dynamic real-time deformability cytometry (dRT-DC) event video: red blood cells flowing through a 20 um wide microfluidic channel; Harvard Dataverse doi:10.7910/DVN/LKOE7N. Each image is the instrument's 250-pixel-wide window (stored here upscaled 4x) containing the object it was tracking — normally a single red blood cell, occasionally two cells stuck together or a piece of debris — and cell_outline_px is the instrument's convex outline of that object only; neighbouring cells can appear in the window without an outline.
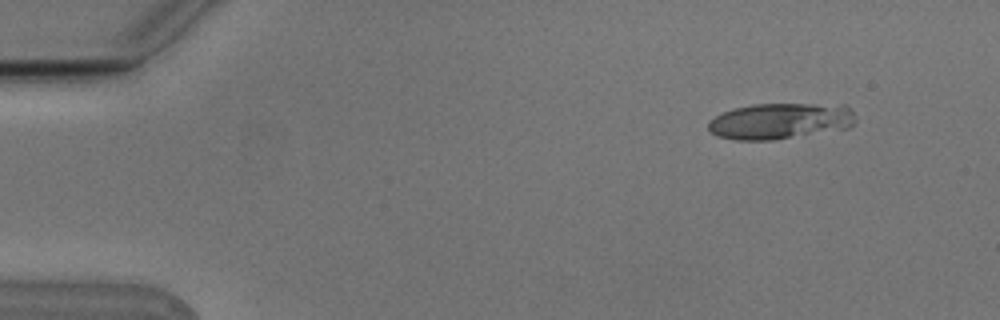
{"species": "Egyptian fruit bat (a non-hibernating species)", "species_latin": "Rousettus aegyptiacus", "temperature_condition": "cold", "stored_images_in_passage": 3, "segment_of_instrument_passage": [2, 2], "camera_frame_rate_fps": 3000, "um_per_image_px": 0.085, "animal": {"sex": "male"}, "frame": {"image": 1, "passage_image": 3, "time_ms": 0.667, "image_size_px": [1000, 320], "cell_outline_px": [[856, 120], [848, 128], [772, 140], [736, 140], [720, 136], [712, 132], [708, 128], [708, 120], [724, 112], [736, 108], [752, 104], [848, 104]], "centroid_in_image_um": [66.34, 10.28], "position_along_channel_um": 18.7, "area_um2": 30.81}}